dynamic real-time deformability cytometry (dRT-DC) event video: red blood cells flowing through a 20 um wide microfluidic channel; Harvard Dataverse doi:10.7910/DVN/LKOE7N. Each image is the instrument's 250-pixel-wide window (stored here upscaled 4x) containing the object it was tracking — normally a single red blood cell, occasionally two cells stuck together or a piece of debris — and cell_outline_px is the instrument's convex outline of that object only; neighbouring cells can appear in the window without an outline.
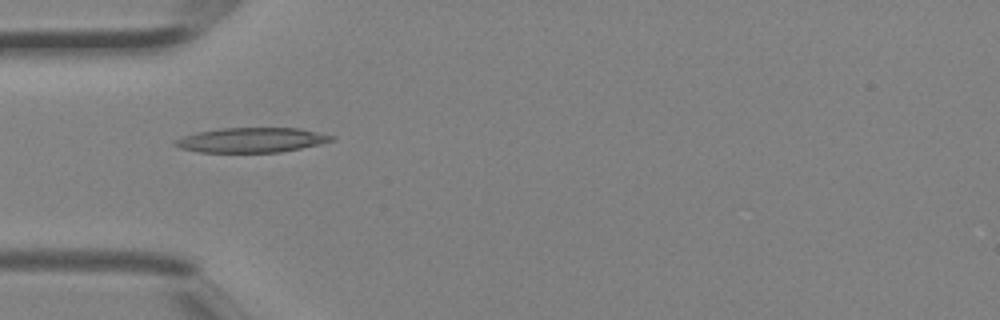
{"species": "Egyptian fruit bat (a non-hibernating species)", "species_latin": "Rousettus aegyptiacus", "temperature_condition": "room temperature", "stored_images_in_passage": 2, "camera_frame_rate_fps": 3000, "um_per_image_px": 0.085, "animal": {"sex": "female"}, "frame": {"image": 1, "passage_image": 2, "time_ms": 0.333, "image_size_px": [1000, 320], "cell_outline_px": [[336, 136], [332, 140], [320, 144], [280, 152], [200, 152], [180, 148], [172, 144], [172, 140], [196, 132], [220, 128], [300, 128]], "centroid_in_image_um": [21.35, 11.9], "position_along_channel_um": 63.7, "area_um2": 22.6}}